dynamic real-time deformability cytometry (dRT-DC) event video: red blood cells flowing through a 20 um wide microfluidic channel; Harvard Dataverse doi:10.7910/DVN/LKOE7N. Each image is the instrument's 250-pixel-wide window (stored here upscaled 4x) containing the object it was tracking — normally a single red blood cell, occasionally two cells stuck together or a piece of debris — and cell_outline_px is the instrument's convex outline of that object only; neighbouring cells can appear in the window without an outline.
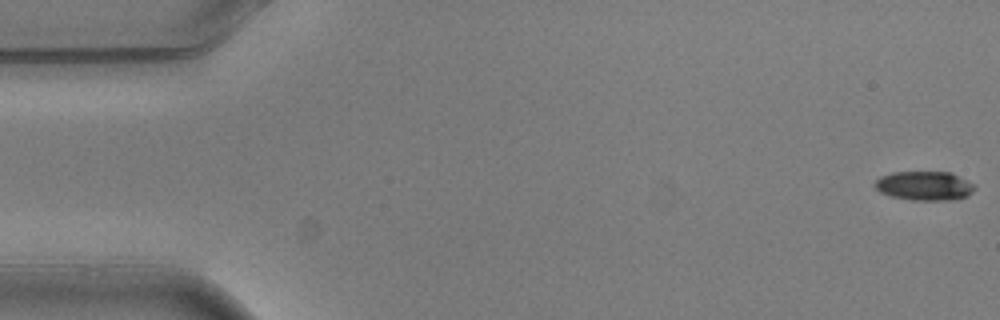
{"species": "common noctule bat (a hibernating species)", "species_latin": "Nyctalus noctula", "temperature_condition": "warm", "stored_images_in_passage": 4, "camera_frame_rate_fps": 3000, "um_per_image_px": 0.085, "animal": {"sex": "male", "body_mass_g": 20.5, "forearm_length_mm": 52.5}, "frame": {"image": 1, "passage_image": 1, "time_ms": 0.0, "image_size_px": [1000, 320], "cell_outline_px": [[976, 188], [968, 196], [952, 200], [912, 200], [892, 196], [880, 192], [872, 184], [880, 176], [892, 172], [952, 172], [972, 184]], "centroid_in_image_um": [78.55, 15.79], "position_along_channel_um": 6.4, "area_um2": 16.94}}